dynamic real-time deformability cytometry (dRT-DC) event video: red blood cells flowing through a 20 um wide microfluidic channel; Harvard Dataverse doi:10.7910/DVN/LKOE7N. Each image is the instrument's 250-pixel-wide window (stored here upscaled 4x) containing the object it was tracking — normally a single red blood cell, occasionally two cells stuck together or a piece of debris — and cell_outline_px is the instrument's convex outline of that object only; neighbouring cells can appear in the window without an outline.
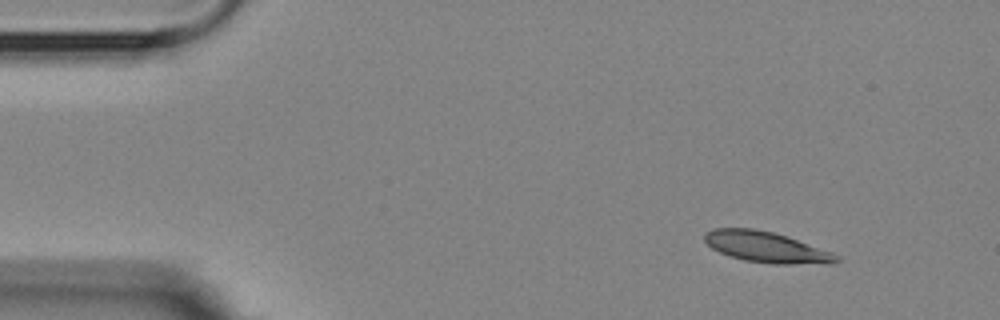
{"species": "Egyptian fruit bat (a non-hibernating species)", "species_latin": "Rousettus aegyptiacus", "temperature_condition": "room temperature", "stored_images_in_passage": 5, "camera_frame_rate_fps": 3000, "um_per_image_px": 0.085, "animal": {"sex": "female"}, "frame": {"image": 1, "passage_image": 1, "time_ms": 0.0, "image_size_px": [1000, 320], "cell_outline_px": [[840, 260], [832, 264], [772, 264], [744, 260], [720, 252], [712, 248], [704, 240], [704, 232], [712, 228], [752, 228], [772, 232], [796, 240], [840, 256]], "centroid_in_image_um": [65.1, 21.01], "position_along_channel_um": 19.9, "area_um2": 23.35}}
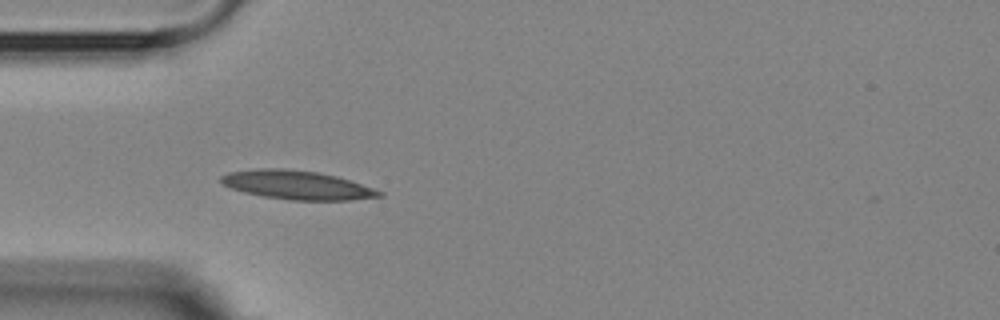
{"frame": {"image": 2, "passage_image": 4, "time_ms": 3.333, "image_size_px": [1000, 320], "cell_outline_px": [[384, 196], [352, 200], [292, 200], [264, 196], [244, 192], [232, 188], [224, 184], [220, 180], [220, 176], [228, 172], [260, 168], [284, 168], [316, 172], [336, 176], [384, 192]], "centroid_in_image_um": [25.24, 15.72], "position_along_channel_um": 59.8, "area_um2": 26.3}}
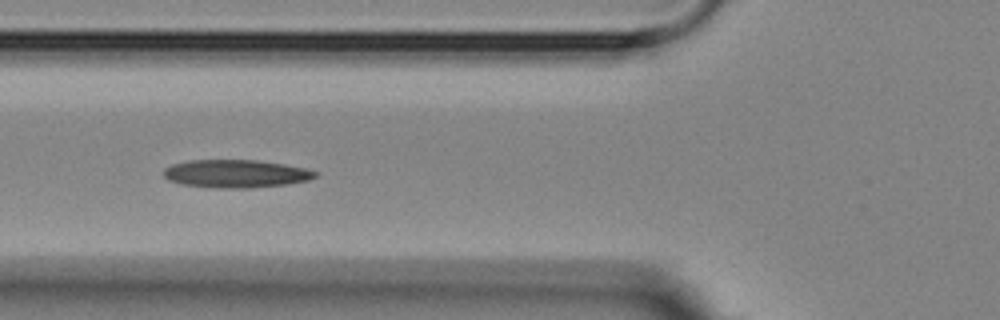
{"frame": {"image": 3, "passage_image": 5, "time_ms": 4.667, "image_size_px": [1000, 320], "cell_outline_px": [[320, 172], [316, 176], [308, 180], [288, 184], [252, 188], [220, 188], [184, 184], [168, 180], [164, 176], [164, 168], [172, 164], [192, 160], [256, 160], [284, 164], [304, 168]], "centroid_in_image_um": [20.08, 14.76], "position_along_channel_um": 105.7, "area_um2": 24.62}}